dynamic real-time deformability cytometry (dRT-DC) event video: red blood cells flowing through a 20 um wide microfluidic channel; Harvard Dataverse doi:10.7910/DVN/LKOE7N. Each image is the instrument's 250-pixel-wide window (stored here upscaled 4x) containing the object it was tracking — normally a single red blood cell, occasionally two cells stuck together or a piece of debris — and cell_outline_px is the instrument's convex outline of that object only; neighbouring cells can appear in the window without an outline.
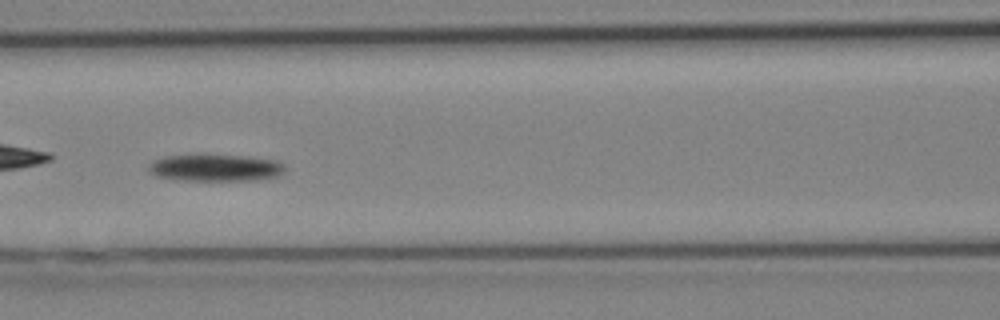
{"species": "Egyptian fruit bat (a non-hibernating species)", "species_latin": "Rousettus aegyptiacus", "temperature_condition": "cold", "stored_images_in_passage": 23, "camera_frame_rate_fps": 3000, "um_per_image_px": 0.085, "animal": {"sex": "female"}, "frame": {"image": 1, "passage_image": 14, "time_ms": 4.333, "image_size_px": [1000, 320], "cell_outline_px": [[284, 172], [276, 176], [252, 180], [180, 180], [156, 176], [148, 172], [148, 164], [152, 160], [164, 156], [196, 152], [248, 156], [276, 160], [284, 164]], "centroid_in_image_um": [18.22, 14.21], "position_along_channel_um": 148.4, "area_um2": 22.31}}
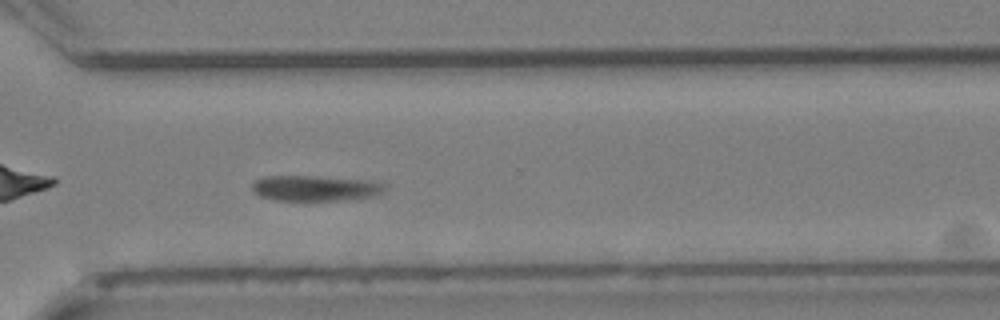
{"frame": {"image": 2, "passage_image": 23, "time_ms": 7.333, "image_size_px": [1000, 320], "cell_outline_px": [[388, 188], [384, 192], [376, 196], [348, 200], [276, 200], [260, 196], [252, 188], [252, 184], [256, 180], [264, 176], [316, 176], [368, 180], [388, 184]], "centroid_in_image_um": [26.89, 15.99], "position_along_channel_um": 343.7, "area_um2": 19.94}}